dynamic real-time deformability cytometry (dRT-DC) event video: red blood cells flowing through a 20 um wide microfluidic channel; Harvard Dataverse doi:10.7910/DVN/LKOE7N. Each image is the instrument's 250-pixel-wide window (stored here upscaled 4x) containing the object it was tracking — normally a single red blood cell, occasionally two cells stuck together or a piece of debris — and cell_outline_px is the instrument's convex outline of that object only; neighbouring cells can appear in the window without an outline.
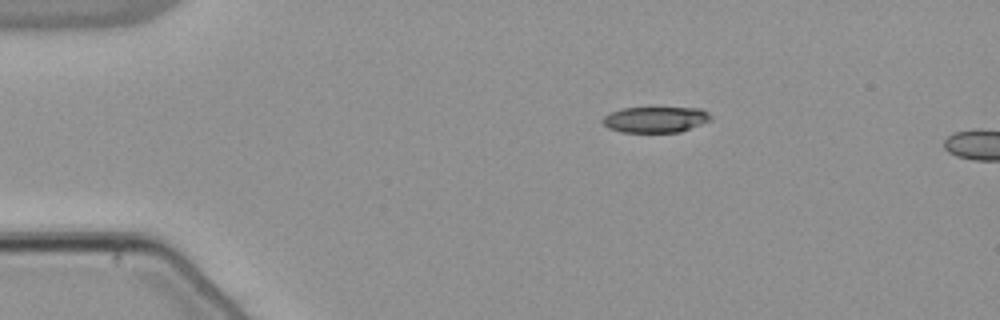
{"species": "common noctule bat (a hibernating species)", "species_latin": "Nyctalus noctula", "temperature_condition": "warm", "stored_images_in_passage": 5, "camera_frame_rate_fps": 3000, "um_per_image_px": 0.085, "animal": {"sex": "male", "body_mass_g": 21.5, "forearm_length_mm": 52.0}, "frame": {"image": 1, "passage_image": 1, "time_ms": 0.0, "image_size_px": [1000, 320], "cell_outline_px": [[712, 120], [680, 132], [620, 132], [608, 128], [600, 120], [604, 116], [612, 112], [624, 108], [700, 108], [708, 112], [712, 116]], "centroid_in_image_um": [55.73, 10.16], "position_along_channel_um": 29.3, "area_um2": 16.3}}